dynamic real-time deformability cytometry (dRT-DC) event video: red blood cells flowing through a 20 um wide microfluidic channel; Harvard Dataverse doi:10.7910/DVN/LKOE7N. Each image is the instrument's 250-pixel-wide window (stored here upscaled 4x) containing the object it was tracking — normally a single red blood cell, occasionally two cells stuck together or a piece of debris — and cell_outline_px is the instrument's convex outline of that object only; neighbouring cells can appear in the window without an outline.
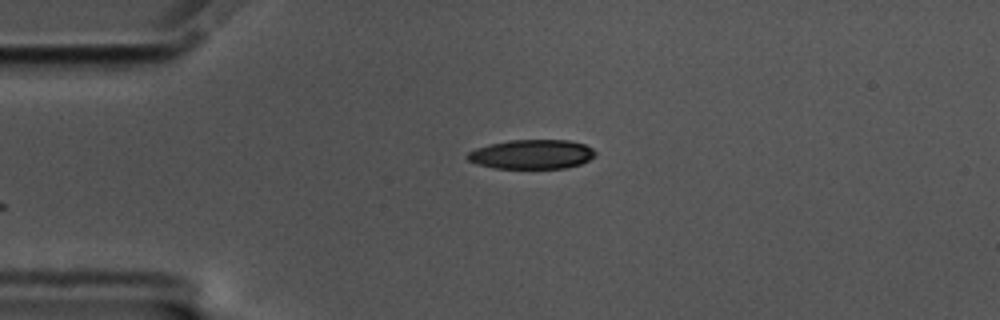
{"species": "common noctule bat (a hibernating species)", "species_latin": "Nyctalus noctula", "temperature_condition": "cold", "stored_images_in_passage": 42, "camera_frame_rate_fps": 3000, "um_per_image_px": 0.085, "animal": {"sex": "male", "body_mass_g": 17.5, "forearm_length_mm": 52.3}, "frame": {"image": 1, "passage_image": 1, "time_ms": 0.0, "image_size_px": [1000, 320], "cell_outline_px": [[596, 156], [580, 164], [564, 168], [496, 168], [480, 164], [468, 160], [464, 156], [468, 152], [476, 148], [508, 140], [568, 140], [584, 144], [592, 148], [596, 152]], "centroid_in_image_um": [45.22, 13.11], "position_along_channel_um": 39.8, "area_um2": 21.73}}
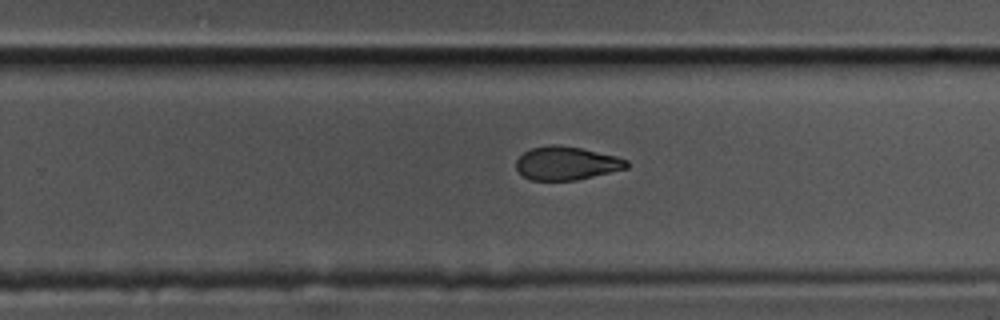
{"frame": {"image": 2, "passage_image": 24, "time_ms": 7.667, "image_size_px": [1000, 320], "cell_outline_px": [[628, 168], [576, 180], [528, 180], [516, 168], [516, 160], [524, 152], [532, 148], [552, 144], [556, 144], [580, 148], [616, 156], [628, 160]], "centroid_in_image_um": [48.14, 13.88], "position_along_channel_um": 281.7, "area_um2": 21.39}}
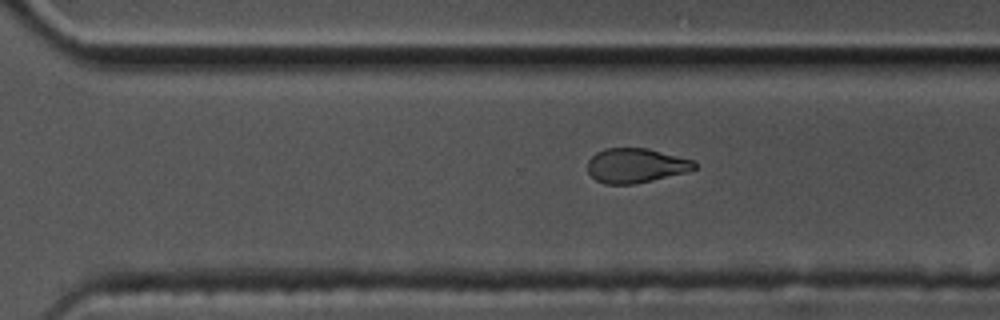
{"frame": {"image": 3, "passage_image": 27, "time_ms": 8.667, "image_size_px": [1000, 320], "cell_outline_px": [[696, 168], [684, 172], [636, 184], [604, 184], [596, 180], [588, 172], [588, 160], [596, 152], [604, 148], [648, 148], [696, 160]], "centroid_in_image_um": [54.04, 14.06], "position_along_channel_um": 316.6, "area_um2": 21.56}, "authors_computed_cell_mechanics": {"area_um2": 22.5131, "velocity_mm_per_s": 3.4933, "shape_relaxation_time_tau1_ms": 6.5251, "shape_relaxation_time_tau2_ms": 9.089, "deformation_change_tau1": 0.175, "deformation_change_tau2": 0.1467}}